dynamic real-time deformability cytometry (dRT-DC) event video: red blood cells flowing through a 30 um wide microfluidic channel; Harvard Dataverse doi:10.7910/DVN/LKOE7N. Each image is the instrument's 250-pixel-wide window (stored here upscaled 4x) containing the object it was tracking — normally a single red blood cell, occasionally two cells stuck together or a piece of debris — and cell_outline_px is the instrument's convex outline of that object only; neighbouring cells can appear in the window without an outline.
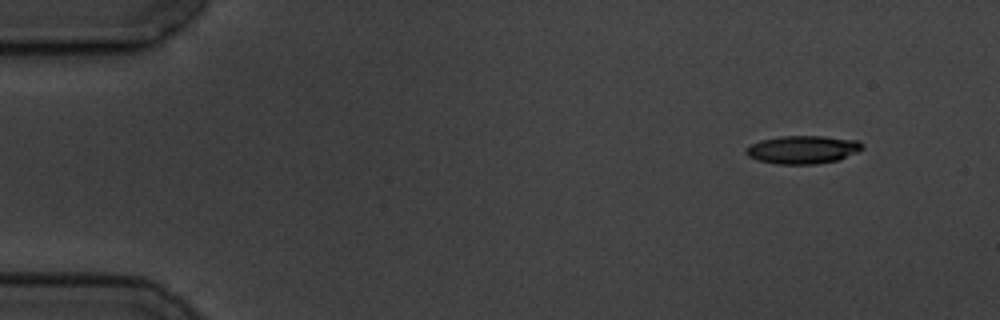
{"species": "common noctule bat (a hibernating species)", "species_latin": "Nyctalus noctula", "temperature_condition": "cold", "stored_images_in_passage": 4, "camera_frame_rate_fps": 3000, "um_per_image_px": 0.085, "animal": {"sex": "male", "body_mass_g": 19.5, "forearm_length_mm": 54.6}, "frame": {"image": 1, "passage_image": 1, "time_ms": 0.0, "image_size_px": [1000, 320], "cell_outline_px": [[864, 148], [856, 152], [836, 160], [816, 164], [776, 164], [756, 160], [748, 156], [744, 152], [744, 148], [760, 140], [780, 136], [824, 136], [860, 140], [864, 144]], "centroid_in_image_um": [68.21, 12.71], "position_along_channel_um": 16.8, "area_um2": 19.19}}
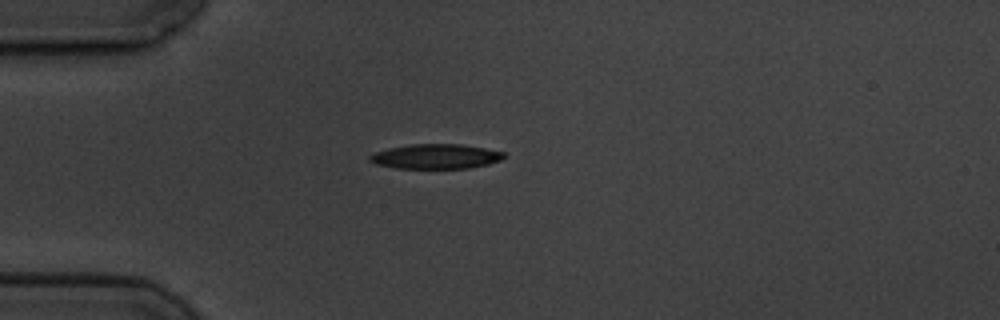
{"frame": {"image": 2, "passage_image": 4, "time_ms": 3.333, "image_size_px": [1000, 320], "cell_outline_px": [[504, 156], [500, 160], [488, 164], [468, 168], [396, 168], [376, 164], [368, 160], [368, 156], [376, 152], [388, 148], [412, 144], [460, 144], [484, 148], [504, 152]], "centroid_in_image_um": [37.01, 13.29], "position_along_channel_um": 48.0, "area_um2": 19.19}}